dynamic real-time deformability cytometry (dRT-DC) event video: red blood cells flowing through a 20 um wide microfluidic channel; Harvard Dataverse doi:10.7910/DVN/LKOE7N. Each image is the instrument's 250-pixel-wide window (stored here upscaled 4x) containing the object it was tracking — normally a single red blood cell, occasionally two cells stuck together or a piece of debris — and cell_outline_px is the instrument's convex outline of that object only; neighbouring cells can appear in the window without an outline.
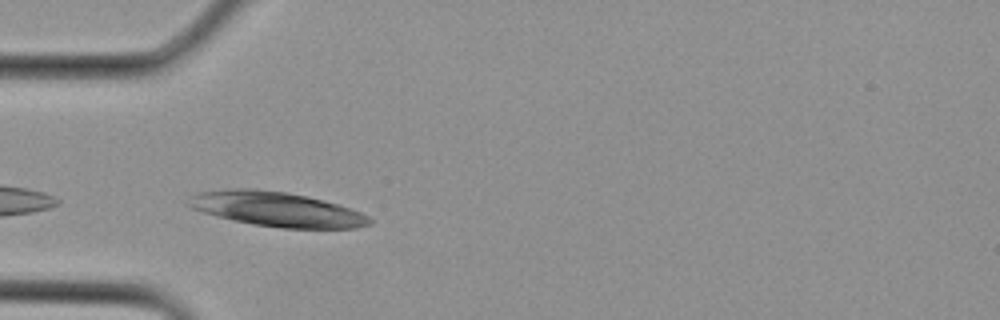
{"species": "Egyptian fruit bat (a non-hibernating species)", "species_latin": "Rousettus aegyptiacus", "temperature_condition": "cold", "stored_images_in_passage": 2, "camera_frame_rate_fps": 3000, "um_per_image_px": 0.085, "animal": {"sex": "female"}, "frame": {"image": 1, "passage_image": 2, "time_ms": 0.333, "image_size_px": [1000, 320], "cell_outline_px": [[372, 224], [356, 228], [280, 228], [252, 224], [232, 220], [216, 216], [192, 208], [184, 204], [188, 196], [196, 192], [228, 188], [252, 188], [288, 192], [324, 200], [360, 212], [368, 216], [372, 220]], "centroid_in_image_um": [23.44, 17.77], "position_along_channel_um": 61.6, "area_um2": 36.82}}